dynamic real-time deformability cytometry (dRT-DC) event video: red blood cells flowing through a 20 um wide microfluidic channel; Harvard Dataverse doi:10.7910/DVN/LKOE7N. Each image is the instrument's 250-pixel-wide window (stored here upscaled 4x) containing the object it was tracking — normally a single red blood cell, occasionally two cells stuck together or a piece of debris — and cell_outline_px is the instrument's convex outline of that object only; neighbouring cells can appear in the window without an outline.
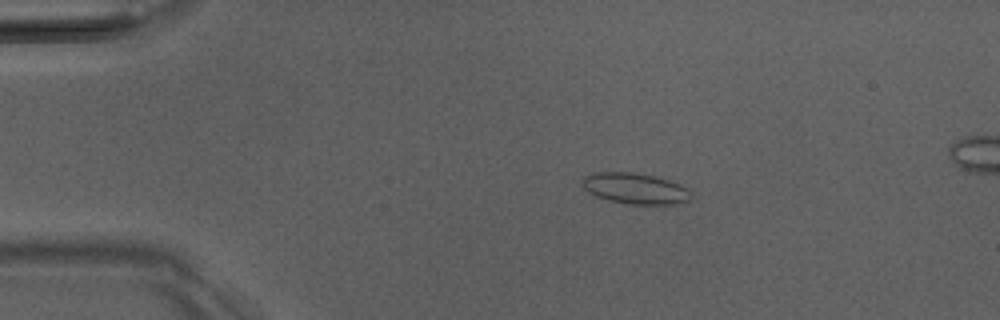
{"species": "Egyptian fruit bat (a non-hibernating species)", "species_latin": "Rousettus aegyptiacus", "temperature_condition": "room temperature", "stored_images_in_passage": 50, "camera_frame_rate_fps": 3000, "um_per_image_px": 0.085, "animal": {"sex": "male"}, "frame": {"image": 1, "passage_image": 9, "time_ms": 2.667, "image_size_px": [1000, 320], "cell_outline_px": [[692, 200], [680, 204], [624, 204], [608, 200], [596, 196], [588, 192], [584, 188], [580, 180], [584, 176], [592, 172], [632, 172], [656, 176], [680, 184], [688, 188], [692, 192]], "centroid_in_image_um": [54.01, 16.02], "position_along_channel_um": 31.0, "area_um2": 20.06}}
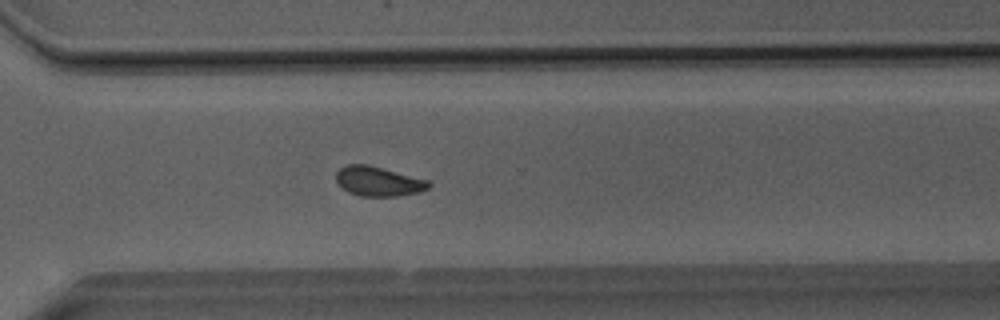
{"frame": {"image": 2, "passage_image": 36, "time_ms": 11.667, "image_size_px": [1000, 320], "cell_outline_px": [[432, 184], [428, 188], [420, 192], [396, 196], [360, 196], [348, 192], [336, 184], [336, 172], [340, 168], [348, 164], [368, 164], [428, 180]], "centroid_in_image_um": [32.13, 15.41], "position_along_channel_um": 338.5, "area_um2": 16.07}}
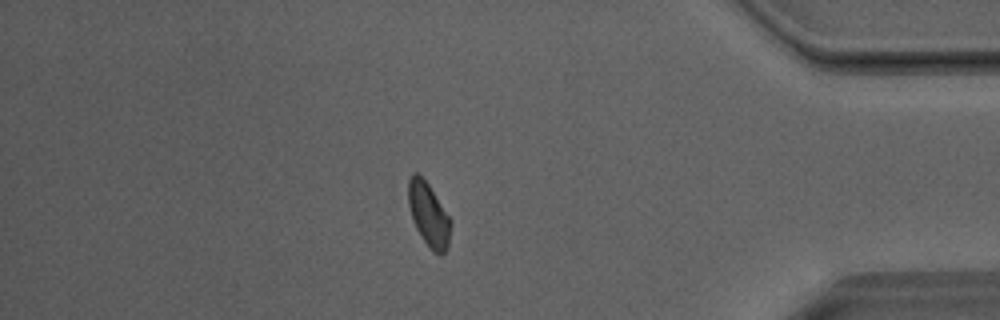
{"frame": {"image": 3, "passage_image": 43, "time_ms": 14.0, "image_size_px": [1000, 320], "cell_outline_px": [[452, 224], [448, 248], [440, 256], [432, 252], [420, 236], [412, 220], [408, 204], [408, 180], [412, 172], [416, 172], [428, 184], [452, 220]], "centroid_in_image_um": [36.44, 18.28], "position_along_channel_um": 398.8, "area_um2": 16.01}}